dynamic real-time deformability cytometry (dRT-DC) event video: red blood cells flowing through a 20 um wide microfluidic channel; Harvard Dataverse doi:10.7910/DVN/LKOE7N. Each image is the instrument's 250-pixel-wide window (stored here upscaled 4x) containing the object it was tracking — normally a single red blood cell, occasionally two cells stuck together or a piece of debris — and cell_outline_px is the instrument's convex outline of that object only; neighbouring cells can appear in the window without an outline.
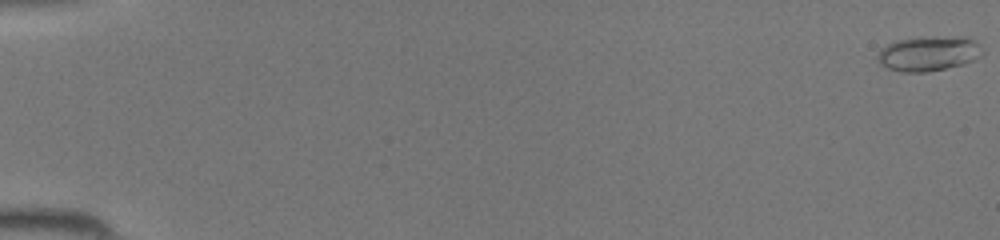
{"species": "common noctule bat (a hibernating species)", "species_latin": "Nyctalus noctula", "temperature_condition": "room temperature", "stored_images_in_passage": 46, "camera_frame_rate_fps": 3000, "um_per_image_px": 0.085, "animal": {"sex": "female", "body_mass_g": 19.5, "forearm_length_mm": 54.1}, "frame": {"image": 1, "passage_image": 1, "time_ms": 0.0, "image_size_px": [1000, 240], "cell_outline_px": [[984, 52], [980, 56], [964, 64], [928, 72], [900, 72], [888, 68], [880, 64], [876, 60], [876, 56], [880, 48], [896, 40], [920, 36], [964, 36], [980, 44]], "centroid_in_image_um": [78.9, 4.53], "position_along_channel_um": 6.1, "area_um2": 21.79}}
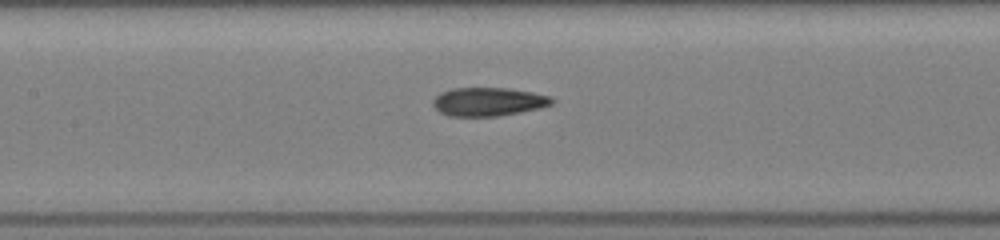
{"frame": {"image": 2, "passage_image": 23, "time_ms": 7.333, "image_size_px": [1000, 240], "cell_outline_px": [[556, 100], [552, 104], [540, 108], [500, 116], [448, 116], [440, 112], [432, 104], [432, 100], [440, 92], [452, 88], [508, 88], [532, 92], [552, 96]], "centroid_in_image_um": [41.53, 8.64], "position_along_channel_um": 165.9, "area_um2": 19.94}}
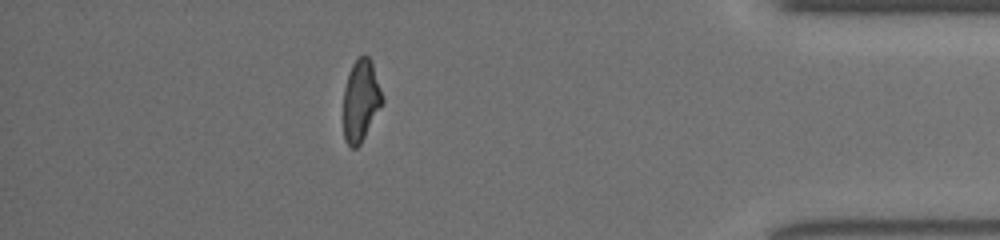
{"frame": {"image": 3, "passage_image": 41, "time_ms": 13.333, "image_size_px": [1000, 240], "cell_outline_px": [[384, 100], [360, 144], [356, 148], [352, 148], [344, 140], [344, 88], [348, 72], [352, 64], [364, 52], [368, 56], [372, 64], [384, 96]], "centroid_in_image_um": [30.66, 8.51], "position_along_channel_um": 404.5, "area_um2": 18.44}}